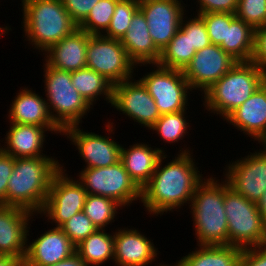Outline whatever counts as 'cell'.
Here are the masks:
<instances>
[{"label": "cell", "instance_id": "cell-40", "mask_svg": "<svg viewBox=\"0 0 266 266\" xmlns=\"http://www.w3.org/2000/svg\"><path fill=\"white\" fill-rule=\"evenodd\" d=\"M250 62L266 73V25L254 31L253 50Z\"/></svg>", "mask_w": 266, "mask_h": 266}, {"label": "cell", "instance_id": "cell-21", "mask_svg": "<svg viewBox=\"0 0 266 266\" xmlns=\"http://www.w3.org/2000/svg\"><path fill=\"white\" fill-rule=\"evenodd\" d=\"M14 100V101H13ZM12 100L8 119L10 123L37 125L46 128L51 133L62 134V130L52 120L46 98L35 90L22 88Z\"/></svg>", "mask_w": 266, "mask_h": 266}, {"label": "cell", "instance_id": "cell-37", "mask_svg": "<svg viewBox=\"0 0 266 266\" xmlns=\"http://www.w3.org/2000/svg\"><path fill=\"white\" fill-rule=\"evenodd\" d=\"M205 21V26L211 44L220 45L226 42L227 24L236 17L232 13H206L199 14Z\"/></svg>", "mask_w": 266, "mask_h": 266}, {"label": "cell", "instance_id": "cell-13", "mask_svg": "<svg viewBox=\"0 0 266 266\" xmlns=\"http://www.w3.org/2000/svg\"><path fill=\"white\" fill-rule=\"evenodd\" d=\"M133 80L130 78L113 85L111 106L149 129L161 114L143 83L139 79Z\"/></svg>", "mask_w": 266, "mask_h": 266}, {"label": "cell", "instance_id": "cell-8", "mask_svg": "<svg viewBox=\"0 0 266 266\" xmlns=\"http://www.w3.org/2000/svg\"><path fill=\"white\" fill-rule=\"evenodd\" d=\"M78 181L87 194L100 195L115 200L122 207L141 201L142 189L130 177L121 161L98 168H84L79 172Z\"/></svg>", "mask_w": 266, "mask_h": 266}, {"label": "cell", "instance_id": "cell-43", "mask_svg": "<svg viewBox=\"0 0 266 266\" xmlns=\"http://www.w3.org/2000/svg\"><path fill=\"white\" fill-rule=\"evenodd\" d=\"M240 266H266V245L243 249Z\"/></svg>", "mask_w": 266, "mask_h": 266}, {"label": "cell", "instance_id": "cell-34", "mask_svg": "<svg viewBox=\"0 0 266 266\" xmlns=\"http://www.w3.org/2000/svg\"><path fill=\"white\" fill-rule=\"evenodd\" d=\"M139 9V0H119L108 29L102 34L112 39L121 40L130 26L131 19Z\"/></svg>", "mask_w": 266, "mask_h": 266}, {"label": "cell", "instance_id": "cell-36", "mask_svg": "<svg viewBox=\"0 0 266 266\" xmlns=\"http://www.w3.org/2000/svg\"><path fill=\"white\" fill-rule=\"evenodd\" d=\"M236 17L254 29L266 25V0H238Z\"/></svg>", "mask_w": 266, "mask_h": 266}, {"label": "cell", "instance_id": "cell-41", "mask_svg": "<svg viewBox=\"0 0 266 266\" xmlns=\"http://www.w3.org/2000/svg\"><path fill=\"white\" fill-rule=\"evenodd\" d=\"M15 158L0 148V205L7 206L8 181L13 173Z\"/></svg>", "mask_w": 266, "mask_h": 266}, {"label": "cell", "instance_id": "cell-27", "mask_svg": "<svg viewBox=\"0 0 266 266\" xmlns=\"http://www.w3.org/2000/svg\"><path fill=\"white\" fill-rule=\"evenodd\" d=\"M71 81L72 85L91 107L101 95L106 102L111 104L113 84L96 71L88 67L72 71Z\"/></svg>", "mask_w": 266, "mask_h": 266}, {"label": "cell", "instance_id": "cell-20", "mask_svg": "<svg viewBox=\"0 0 266 266\" xmlns=\"http://www.w3.org/2000/svg\"><path fill=\"white\" fill-rule=\"evenodd\" d=\"M225 120L261 146L266 141V81Z\"/></svg>", "mask_w": 266, "mask_h": 266}, {"label": "cell", "instance_id": "cell-5", "mask_svg": "<svg viewBox=\"0 0 266 266\" xmlns=\"http://www.w3.org/2000/svg\"><path fill=\"white\" fill-rule=\"evenodd\" d=\"M266 73L252 62H236L234 66L203 94L206 110L225 120L264 82Z\"/></svg>", "mask_w": 266, "mask_h": 266}, {"label": "cell", "instance_id": "cell-26", "mask_svg": "<svg viewBox=\"0 0 266 266\" xmlns=\"http://www.w3.org/2000/svg\"><path fill=\"white\" fill-rule=\"evenodd\" d=\"M243 249L231 245H198L177 266H240Z\"/></svg>", "mask_w": 266, "mask_h": 266}, {"label": "cell", "instance_id": "cell-30", "mask_svg": "<svg viewBox=\"0 0 266 266\" xmlns=\"http://www.w3.org/2000/svg\"><path fill=\"white\" fill-rule=\"evenodd\" d=\"M196 50L189 41V32L180 28L168 45L162 50L158 65L183 71L195 55Z\"/></svg>", "mask_w": 266, "mask_h": 266}, {"label": "cell", "instance_id": "cell-42", "mask_svg": "<svg viewBox=\"0 0 266 266\" xmlns=\"http://www.w3.org/2000/svg\"><path fill=\"white\" fill-rule=\"evenodd\" d=\"M199 4L197 14L206 13H232L235 14L238 7V0H197Z\"/></svg>", "mask_w": 266, "mask_h": 266}, {"label": "cell", "instance_id": "cell-14", "mask_svg": "<svg viewBox=\"0 0 266 266\" xmlns=\"http://www.w3.org/2000/svg\"><path fill=\"white\" fill-rule=\"evenodd\" d=\"M237 61L219 45L210 44L196 51L192 60L182 71L191 90L202 94L225 75Z\"/></svg>", "mask_w": 266, "mask_h": 266}, {"label": "cell", "instance_id": "cell-7", "mask_svg": "<svg viewBox=\"0 0 266 266\" xmlns=\"http://www.w3.org/2000/svg\"><path fill=\"white\" fill-rule=\"evenodd\" d=\"M224 208L229 245L241 249L266 245V221L256 203L235 192L224 180Z\"/></svg>", "mask_w": 266, "mask_h": 266}, {"label": "cell", "instance_id": "cell-29", "mask_svg": "<svg viewBox=\"0 0 266 266\" xmlns=\"http://www.w3.org/2000/svg\"><path fill=\"white\" fill-rule=\"evenodd\" d=\"M76 252L87 266L104 264L114 258V232L97 229L76 246Z\"/></svg>", "mask_w": 266, "mask_h": 266}, {"label": "cell", "instance_id": "cell-19", "mask_svg": "<svg viewBox=\"0 0 266 266\" xmlns=\"http://www.w3.org/2000/svg\"><path fill=\"white\" fill-rule=\"evenodd\" d=\"M157 252L151 239L138 229L118 228L114 232L113 261L117 266H146L156 260Z\"/></svg>", "mask_w": 266, "mask_h": 266}, {"label": "cell", "instance_id": "cell-18", "mask_svg": "<svg viewBox=\"0 0 266 266\" xmlns=\"http://www.w3.org/2000/svg\"><path fill=\"white\" fill-rule=\"evenodd\" d=\"M27 244L24 266H50L76 252V246L60 227L49 229Z\"/></svg>", "mask_w": 266, "mask_h": 266}, {"label": "cell", "instance_id": "cell-28", "mask_svg": "<svg viewBox=\"0 0 266 266\" xmlns=\"http://www.w3.org/2000/svg\"><path fill=\"white\" fill-rule=\"evenodd\" d=\"M255 29L235 17L227 24L226 42L219 46L237 62H250Z\"/></svg>", "mask_w": 266, "mask_h": 266}, {"label": "cell", "instance_id": "cell-38", "mask_svg": "<svg viewBox=\"0 0 266 266\" xmlns=\"http://www.w3.org/2000/svg\"><path fill=\"white\" fill-rule=\"evenodd\" d=\"M186 19V16L184 17L183 15L179 28L183 32H189L191 46L194 47L196 51L209 46L211 42L204 19L199 14H197V16L195 14V17L193 16V18Z\"/></svg>", "mask_w": 266, "mask_h": 266}, {"label": "cell", "instance_id": "cell-25", "mask_svg": "<svg viewBox=\"0 0 266 266\" xmlns=\"http://www.w3.org/2000/svg\"><path fill=\"white\" fill-rule=\"evenodd\" d=\"M162 148L149 147L146 143H136L124 148L121 146V159L124 168L142 189L151 179L160 157L165 154Z\"/></svg>", "mask_w": 266, "mask_h": 266}, {"label": "cell", "instance_id": "cell-45", "mask_svg": "<svg viewBox=\"0 0 266 266\" xmlns=\"http://www.w3.org/2000/svg\"><path fill=\"white\" fill-rule=\"evenodd\" d=\"M0 266H24V261L17 256L0 255Z\"/></svg>", "mask_w": 266, "mask_h": 266}, {"label": "cell", "instance_id": "cell-23", "mask_svg": "<svg viewBox=\"0 0 266 266\" xmlns=\"http://www.w3.org/2000/svg\"><path fill=\"white\" fill-rule=\"evenodd\" d=\"M129 57L139 66L156 64L161 56L149 34L143 12L138 9L133 15L127 32L120 40Z\"/></svg>", "mask_w": 266, "mask_h": 266}, {"label": "cell", "instance_id": "cell-2", "mask_svg": "<svg viewBox=\"0 0 266 266\" xmlns=\"http://www.w3.org/2000/svg\"><path fill=\"white\" fill-rule=\"evenodd\" d=\"M59 160L48 156L15 158L13 173L8 181L7 206L40 214L53 176L61 169Z\"/></svg>", "mask_w": 266, "mask_h": 266}, {"label": "cell", "instance_id": "cell-31", "mask_svg": "<svg viewBox=\"0 0 266 266\" xmlns=\"http://www.w3.org/2000/svg\"><path fill=\"white\" fill-rule=\"evenodd\" d=\"M123 207L115 200L100 195H87L83 212L90 218L97 229H104L114 222L117 210Z\"/></svg>", "mask_w": 266, "mask_h": 266}, {"label": "cell", "instance_id": "cell-1", "mask_svg": "<svg viewBox=\"0 0 266 266\" xmlns=\"http://www.w3.org/2000/svg\"><path fill=\"white\" fill-rule=\"evenodd\" d=\"M178 153L167 165H162L168 156L163 154L150 181L142 188L141 202L153 216L191 204L196 186L203 180L192 151L185 147Z\"/></svg>", "mask_w": 266, "mask_h": 266}, {"label": "cell", "instance_id": "cell-35", "mask_svg": "<svg viewBox=\"0 0 266 266\" xmlns=\"http://www.w3.org/2000/svg\"><path fill=\"white\" fill-rule=\"evenodd\" d=\"M60 228L75 246L97 230L90 218L83 211L73 215Z\"/></svg>", "mask_w": 266, "mask_h": 266}, {"label": "cell", "instance_id": "cell-3", "mask_svg": "<svg viewBox=\"0 0 266 266\" xmlns=\"http://www.w3.org/2000/svg\"><path fill=\"white\" fill-rule=\"evenodd\" d=\"M190 207L198 245H229L224 180L203 179L196 186Z\"/></svg>", "mask_w": 266, "mask_h": 266}, {"label": "cell", "instance_id": "cell-39", "mask_svg": "<svg viewBox=\"0 0 266 266\" xmlns=\"http://www.w3.org/2000/svg\"><path fill=\"white\" fill-rule=\"evenodd\" d=\"M100 0H61L73 22L79 26L88 16L92 7Z\"/></svg>", "mask_w": 266, "mask_h": 266}, {"label": "cell", "instance_id": "cell-47", "mask_svg": "<svg viewBox=\"0 0 266 266\" xmlns=\"http://www.w3.org/2000/svg\"><path fill=\"white\" fill-rule=\"evenodd\" d=\"M157 266H172V265H168V264L166 265V264H162V263L160 264L159 263V265H157ZM173 266H177V264L175 263V264H173Z\"/></svg>", "mask_w": 266, "mask_h": 266}, {"label": "cell", "instance_id": "cell-12", "mask_svg": "<svg viewBox=\"0 0 266 266\" xmlns=\"http://www.w3.org/2000/svg\"><path fill=\"white\" fill-rule=\"evenodd\" d=\"M224 179L229 187L257 203L266 190V147L227 164Z\"/></svg>", "mask_w": 266, "mask_h": 266}, {"label": "cell", "instance_id": "cell-17", "mask_svg": "<svg viewBox=\"0 0 266 266\" xmlns=\"http://www.w3.org/2000/svg\"><path fill=\"white\" fill-rule=\"evenodd\" d=\"M34 215L20 207L0 205V255L17 256L24 261L29 243L28 223Z\"/></svg>", "mask_w": 266, "mask_h": 266}, {"label": "cell", "instance_id": "cell-16", "mask_svg": "<svg viewBox=\"0 0 266 266\" xmlns=\"http://www.w3.org/2000/svg\"><path fill=\"white\" fill-rule=\"evenodd\" d=\"M62 133L78 149L80 157L85 161V168H103L114 165L121 159L122 145L109 136L83 131L79 125L67 127Z\"/></svg>", "mask_w": 266, "mask_h": 266}, {"label": "cell", "instance_id": "cell-4", "mask_svg": "<svg viewBox=\"0 0 266 266\" xmlns=\"http://www.w3.org/2000/svg\"><path fill=\"white\" fill-rule=\"evenodd\" d=\"M22 28L27 41L39 52L70 35L78 26L73 22L61 0H21ZM41 50V51H40Z\"/></svg>", "mask_w": 266, "mask_h": 266}, {"label": "cell", "instance_id": "cell-32", "mask_svg": "<svg viewBox=\"0 0 266 266\" xmlns=\"http://www.w3.org/2000/svg\"><path fill=\"white\" fill-rule=\"evenodd\" d=\"M186 110L175 113L163 114L161 117L149 128V130L156 131L158 136L163 139V142L179 143L183 140L189 127V122L186 121Z\"/></svg>", "mask_w": 266, "mask_h": 266}, {"label": "cell", "instance_id": "cell-15", "mask_svg": "<svg viewBox=\"0 0 266 266\" xmlns=\"http://www.w3.org/2000/svg\"><path fill=\"white\" fill-rule=\"evenodd\" d=\"M181 2L183 1L139 0V9L146 18L149 34L160 52L174 37L182 16L185 15L186 10Z\"/></svg>", "mask_w": 266, "mask_h": 266}, {"label": "cell", "instance_id": "cell-44", "mask_svg": "<svg viewBox=\"0 0 266 266\" xmlns=\"http://www.w3.org/2000/svg\"><path fill=\"white\" fill-rule=\"evenodd\" d=\"M50 266H87L85 262L81 259L79 254L75 252L70 257L66 258L63 261H60L54 265Z\"/></svg>", "mask_w": 266, "mask_h": 266}, {"label": "cell", "instance_id": "cell-33", "mask_svg": "<svg viewBox=\"0 0 266 266\" xmlns=\"http://www.w3.org/2000/svg\"><path fill=\"white\" fill-rule=\"evenodd\" d=\"M118 1L100 0L97 2L78 28L90 35H102L109 27Z\"/></svg>", "mask_w": 266, "mask_h": 266}, {"label": "cell", "instance_id": "cell-22", "mask_svg": "<svg viewBox=\"0 0 266 266\" xmlns=\"http://www.w3.org/2000/svg\"><path fill=\"white\" fill-rule=\"evenodd\" d=\"M90 34L75 29L70 35L53 44L43 53L45 62L62 71H77L86 67V52Z\"/></svg>", "mask_w": 266, "mask_h": 266}, {"label": "cell", "instance_id": "cell-10", "mask_svg": "<svg viewBox=\"0 0 266 266\" xmlns=\"http://www.w3.org/2000/svg\"><path fill=\"white\" fill-rule=\"evenodd\" d=\"M152 65L156 68L139 80L154 99L159 113L163 115L187 110L189 91L192 90L183 72L162 67L157 63Z\"/></svg>", "mask_w": 266, "mask_h": 266}, {"label": "cell", "instance_id": "cell-24", "mask_svg": "<svg viewBox=\"0 0 266 266\" xmlns=\"http://www.w3.org/2000/svg\"><path fill=\"white\" fill-rule=\"evenodd\" d=\"M7 131L4 146L0 148L14 158L44 157L43 152L45 141L44 127L28 124L10 123Z\"/></svg>", "mask_w": 266, "mask_h": 266}, {"label": "cell", "instance_id": "cell-9", "mask_svg": "<svg viewBox=\"0 0 266 266\" xmlns=\"http://www.w3.org/2000/svg\"><path fill=\"white\" fill-rule=\"evenodd\" d=\"M137 66L120 40L104 35L90 36L86 52V67L104 76L113 85L133 78L134 69Z\"/></svg>", "mask_w": 266, "mask_h": 266}, {"label": "cell", "instance_id": "cell-6", "mask_svg": "<svg viewBox=\"0 0 266 266\" xmlns=\"http://www.w3.org/2000/svg\"><path fill=\"white\" fill-rule=\"evenodd\" d=\"M43 66L44 90L52 120L62 131L80 125L84 115L93 108L72 85L71 72L57 70L46 62Z\"/></svg>", "mask_w": 266, "mask_h": 266}, {"label": "cell", "instance_id": "cell-46", "mask_svg": "<svg viewBox=\"0 0 266 266\" xmlns=\"http://www.w3.org/2000/svg\"><path fill=\"white\" fill-rule=\"evenodd\" d=\"M256 205L260 215L266 221V190Z\"/></svg>", "mask_w": 266, "mask_h": 266}, {"label": "cell", "instance_id": "cell-11", "mask_svg": "<svg viewBox=\"0 0 266 266\" xmlns=\"http://www.w3.org/2000/svg\"><path fill=\"white\" fill-rule=\"evenodd\" d=\"M63 167L62 164L61 169L53 176L48 197L40 212V215H46L48 221L51 220V224L55 223L56 227L82 212L88 195L82 184L65 173Z\"/></svg>", "mask_w": 266, "mask_h": 266}]
</instances>
